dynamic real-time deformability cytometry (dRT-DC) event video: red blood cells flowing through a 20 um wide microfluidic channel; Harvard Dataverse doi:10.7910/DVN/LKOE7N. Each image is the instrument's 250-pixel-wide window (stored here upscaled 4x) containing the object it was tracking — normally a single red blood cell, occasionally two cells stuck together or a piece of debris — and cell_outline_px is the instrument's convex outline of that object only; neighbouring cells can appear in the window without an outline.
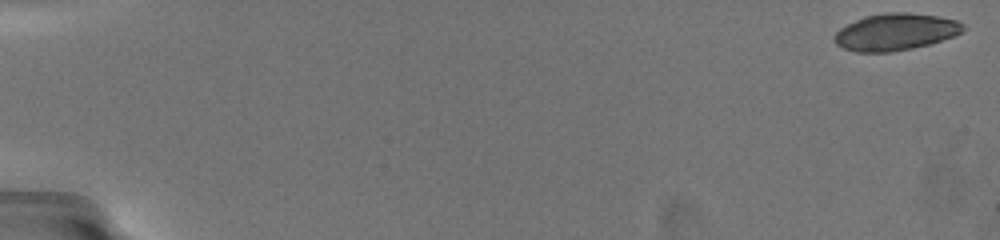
{"species": "common noctule bat (a hibernating species)", "species_latin": "Nyctalus noctula", "temperature_condition": "warm", "stored_images_in_passage": 39, "camera_frame_rate_fps": 3000, "um_per_image_px": 0.085, "animal": {"sex": "female", "body_mass_g": 19.5, "forearm_length_mm": 54.1}, "frame": {"image": 1, "passage_image": 1, "time_ms": 0.0, "image_size_px": [1000, 240], "cell_outline_px": [[964, 28], [960, 32], [952, 36], [928, 44], [912, 48], [892, 52], [856, 52], [844, 48], [836, 44], [832, 36], [840, 28], [864, 16], [888, 12], [908, 12], [936, 16], [956, 20], [964, 24]], "centroid_in_image_um": [76.07, 2.71], "position_along_channel_um": 8.9, "area_um2": 27.46}}
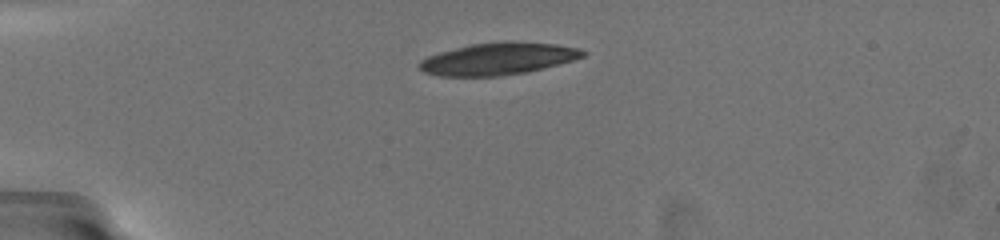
{"frame": {"image": 2, "passage_image": 23, "time_ms": 5.0, "image_size_px": [1000, 240], "cell_outline_px": [[588, 52], [584, 56], [572, 60], [528, 72], [500, 76], [440, 76], [424, 72], [420, 68], [420, 60], [428, 56], [440, 52], [472, 44], [512, 40], [556, 44], [580, 48]], "centroid_in_image_um": [42.37, 4.99], "position_along_channel_um": 42.6, "area_um2": 30.58}}